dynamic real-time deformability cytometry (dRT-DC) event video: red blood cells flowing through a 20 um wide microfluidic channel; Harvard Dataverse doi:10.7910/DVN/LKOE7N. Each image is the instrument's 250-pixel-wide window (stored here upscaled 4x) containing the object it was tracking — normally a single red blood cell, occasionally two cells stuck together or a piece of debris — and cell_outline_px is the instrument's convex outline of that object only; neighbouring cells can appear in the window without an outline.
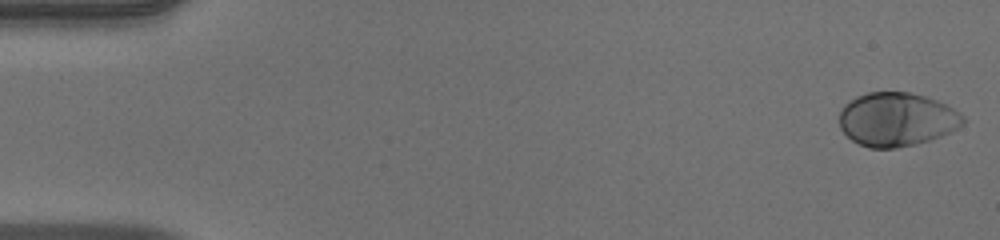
{"species": "human", "species_latin": "Homo sapiens", "temperature_condition": "warm", "stored_images_in_passage": 49, "camera_frame_rate_fps": 3000, "um_per_image_px": 0.085, "donor": {"sex": "male"}, "frame": {"image": 1, "passage_image": 1, "time_ms": 0.0, "image_size_px": [1000, 240], "cell_outline_px": [[964, 124], [940, 136], [916, 144], [896, 148], [868, 148], [852, 140], [840, 128], [840, 108], [844, 104], [856, 96], [868, 92], [908, 92], [924, 96], [936, 100], [960, 112], [964, 116]], "centroid_in_image_um": [76.19, 10.14], "position_along_channel_um": 8.8, "area_um2": 38.61}}
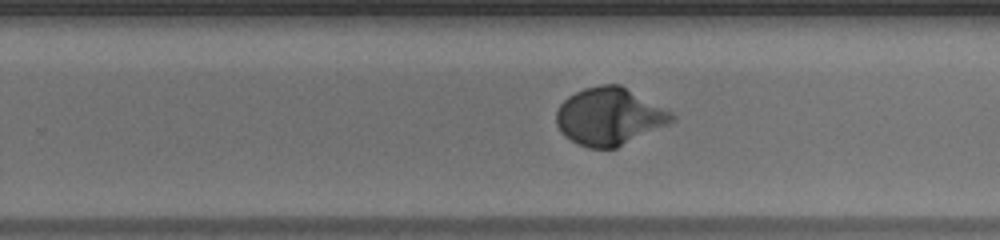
{"frame": {"image": 2, "passage_image": 33, "time_ms": 10.667, "image_size_px": [1000, 240], "cell_outline_px": [[676, 120], [668, 124], [616, 148], [588, 148], [564, 136], [560, 132], [556, 124], [556, 108], [568, 96], [584, 88], [600, 84], [620, 84], [672, 112], [676, 116]], "centroid_in_image_um": [51.78, 9.89], "position_along_channel_um": 278.0, "area_um2": 38.61}}
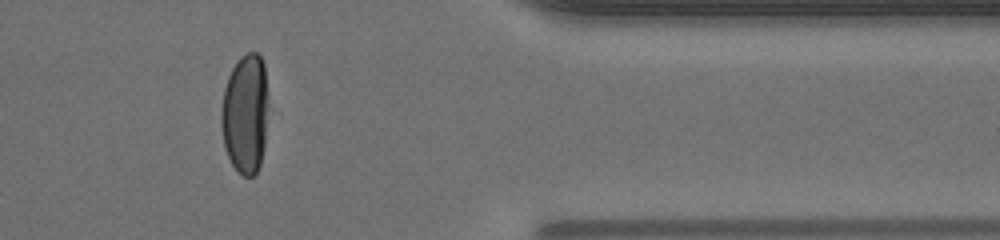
{"frame": {"image": 3, "passage_image": 43, "time_ms": 14.0, "image_size_px": [1000, 240], "cell_outline_px": [[268, 104], [264, 148], [260, 164], [256, 172], [252, 176], [244, 176], [232, 164], [228, 156], [224, 144], [220, 120], [220, 112], [224, 88], [228, 76], [232, 68], [240, 56], [248, 52], [256, 52], [260, 56], [264, 64]], "centroid_in_image_um": [20.84, 9.64], "position_along_channel_um": 390.6, "area_um2": 32.95}}